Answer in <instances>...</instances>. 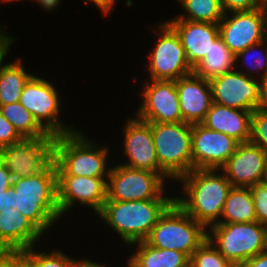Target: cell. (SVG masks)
<instances>
[{
    "label": "cell",
    "mask_w": 267,
    "mask_h": 267,
    "mask_svg": "<svg viewBox=\"0 0 267 267\" xmlns=\"http://www.w3.org/2000/svg\"><path fill=\"white\" fill-rule=\"evenodd\" d=\"M236 267H267V250L250 258Z\"/></svg>",
    "instance_id": "37"
},
{
    "label": "cell",
    "mask_w": 267,
    "mask_h": 267,
    "mask_svg": "<svg viewBox=\"0 0 267 267\" xmlns=\"http://www.w3.org/2000/svg\"><path fill=\"white\" fill-rule=\"evenodd\" d=\"M218 26L224 44L236 55L267 39V2L252 11L224 13Z\"/></svg>",
    "instance_id": "11"
},
{
    "label": "cell",
    "mask_w": 267,
    "mask_h": 267,
    "mask_svg": "<svg viewBox=\"0 0 267 267\" xmlns=\"http://www.w3.org/2000/svg\"><path fill=\"white\" fill-rule=\"evenodd\" d=\"M191 267H236L227 260L207 238L191 255Z\"/></svg>",
    "instance_id": "29"
},
{
    "label": "cell",
    "mask_w": 267,
    "mask_h": 267,
    "mask_svg": "<svg viewBox=\"0 0 267 267\" xmlns=\"http://www.w3.org/2000/svg\"><path fill=\"white\" fill-rule=\"evenodd\" d=\"M218 169H193L177 181L182 182L186 197H175V202L194 220L207 229L222 215L227 195L232 188L225 174Z\"/></svg>",
    "instance_id": "2"
},
{
    "label": "cell",
    "mask_w": 267,
    "mask_h": 267,
    "mask_svg": "<svg viewBox=\"0 0 267 267\" xmlns=\"http://www.w3.org/2000/svg\"><path fill=\"white\" fill-rule=\"evenodd\" d=\"M260 80L261 100L259 109L267 111V73Z\"/></svg>",
    "instance_id": "38"
},
{
    "label": "cell",
    "mask_w": 267,
    "mask_h": 267,
    "mask_svg": "<svg viewBox=\"0 0 267 267\" xmlns=\"http://www.w3.org/2000/svg\"><path fill=\"white\" fill-rule=\"evenodd\" d=\"M142 103L135 113L136 117L155 123L184 122L174 80L144 81Z\"/></svg>",
    "instance_id": "14"
},
{
    "label": "cell",
    "mask_w": 267,
    "mask_h": 267,
    "mask_svg": "<svg viewBox=\"0 0 267 267\" xmlns=\"http://www.w3.org/2000/svg\"><path fill=\"white\" fill-rule=\"evenodd\" d=\"M252 111L229 108L212 103L201 124L222 132L239 143L250 142Z\"/></svg>",
    "instance_id": "22"
},
{
    "label": "cell",
    "mask_w": 267,
    "mask_h": 267,
    "mask_svg": "<svg viewBox=\"0 0 267 267\" xmlns=\"http://www.w3.org/2000/svg\"><path fill=\"white\" fill-rule=\"evenodd\" d=\"M186 15L180 14L173 19H182L218 24L224 16L220 0H178Z\"/></svg>",
    "instance_id": "28"
},
{
    "label": "cell",
    "mask_w": 267,
    "mask_h": 267,
    "mask_svg": "<svg viewBox=\"0 0 267 267\" xmlns=\"http://www.w3.org/2000/svg\"><path fill=\"white\" fill-rule=\"evenodd\" d=\"M108 177L57 175V200L61 217L77 202L98 214L107 200Z\"/></svg>",
    "instance_id": "15"
},
{
    "label": "cell",
    "mask_w": 267,
    "mask_h": 267,
    "mask_svg": "<svg viewBox=\"0 0 267 267\" xmlns=\"http://www.w3.org/2000/svg\"><path fill=\"white\" fill-rule=\"evenodd\" d=\"M165 179L152 171L125 165L110 167L106 201H136L150 199H175L165 197Z\"/></svg>",
    "instance_id": "9"
},
{
    "label": "cell",
    "mask_w": 267,
    "mask_h": 267,
    "mask_svg": "<svg viewBox=\"0 0 267 267\" xmlns=\"http://www.w3.org/2000/svg\"><path fill=\"white\" fill-rule=\"evenodd\" d=\"M131 245L138 247H136L135 253L130 256L128 267H187L190 262V258L180 251L155 248L146 241Z\"/></svg>",
    "instance_id": "24"
},
{
    "label": "cell",
    "mask_w": 267,
    "mask_h": 267,
    "mask_svg": "<svg viewBox=\"0 0 267 267\" xmlns=\"http://www.w3.org/2000/svg\"><path fill=\"white\" fill-rule=\"evenodd\" d=\"M220 218L224 220H219L216 224L257 221L250 188L232 187Z\"/></svg>",
    "instance_id": "25"
},
{
    "label": "cell",
    "mask_w": 267,
    "mask_h": 267,
    "mask_svg": "<svg viewBox=\"0 0 267 267\" xmlns=\"http://www.w3.org/2000/svg\"><path fill=\"white\" fill-rule=\"evenodd\" d=\"M262 182L267 186V167H266L264 178H263Z\"/></svg>",
    "instance_id": "43"
},
{
    "label": "cell",
    "mask_w": 267,
    "mask_h": 267,
    "mask_svg": "<svg viewBox=\"0 0 267 267\" xmlns=\"http://www.w3.org/2000/svg\"><path fill=\"white\" fill-rule=\"evenodd\" d=\"M235 65V55L219 36L212 43L208 55L193 69V72L206 80H210L234 70Z\"/></svg>",
    "instance_id": "26"
},
{
    "label": "cell",
    "mask_w": 267,
    "mask_h": 267,
    "mask_svg": "<svg viewBox=\"0 0 267 267\" xmlns=\"http://www.w3.org/2000/svg\"><path fill=\"white\" fill-rule=\"evenodd\" d=\"M250 142L267 153V111L256 109L252 112Z\"/></svg>",
    "instance_id": "32"
},
{
    "label": "cell",
    "mask_w": 267,
    "mask_h": 267,
    "mask_svg": "<svg viewBox=\"0 0 267 267\" xmlns=\"http://www.w3.org/2000/svg\"><path fill=\"white\" fill-rule=\"evenodd\" d=\"M80 131L54 137L56 175L108 177V149L98 148Z\"/></svg>",
    "instance_id": "4"
},
{
    "label": "cell",
    "mask_w": 267,
    "mask_h": 267,
    "mask_svg": "<svg viewBox=\"0 0 267 267\" xmlns=\"http://www.w3.org/2000/svg\"><path fill=\"white\" fill-rule=\"evenodd\" d=\"M14 41L15 38L10 37L3 29H0V45L12 46L11 44L14 43Z\"/></svg>",
    "instance_id": "42"
},
{
    "label": "cell",
    "mask_w": 267,
    "mask_h": 267,
    "mask_svg": "<svg viewBox=\"0 0 267 267\" xmlns=\"http://www.w3.org/2000/svg\"><path fill=\"white\" fill-rule=\"evenodd\" d=\"M43 233L0 197V252L28 249Z\"/></svg>",
    "instance_id": "19"
},
{
    "label": "cell",
    "mask_w": 267,
    "mask_h": 267,
    "mask_svg": "<svg viewBox=\"0 0 267 267\" xmlns=\"http://www.w3.org/2000/svg\"><path fill=\"white\" fill-rule=\"evenodd\" d=\"M166 22L178 34L192 69L208 55L212 43L220 36L218 24L182 19Z\"/></svg>",
    "instance_id": "21"
},
{
    "label": "cell",
    "mask_w": 267,
    "mask_h": 267,
    "mask_svg": "<svg viewBox=\"0 0 267 267\" xmlns=\"http://www.w3.org/2000/svg\"><path fill=\"white\" fill-rule=\"evenodd\" d=\"M38 2L40 6L43 8V10H54L58 7L61 0H35V2Z\"/></svg>",
    "instance_id": "41"
},
{
    "label": "cell",
    "mask_w": 267,
    "mask_h": 267,
    "mask_svg": "<svg viewBox=\"0 0 267 267\" xmlns=\"http://www.w3.org/2000/svg\"><path fill=\"white\" fill-rule=\"evenodd\" d=\"M175 85L183 121L201 123L213 103L209 80L192 72L177 79Z\"/></svg>",
    "instance_id": "20"
},
{
    "label": "cell",
    "mask_w": 267,
    "mask_h": 267,
    "mask_svg": "<svg viewBox=\"0 0 267 267\" xmlns=\"http://www.w3.org/2000/svg\"><path fill=\"white\" fill-rule=\"evenodd\" d=\"M84 2L87 0H83ZM90 2L94 3L103 14L110 13L111 9L113 10V6L116 0H89Z\"/></svg>",
    "instance_id": "39"
},
{
    "label": "cell",
    "mask_w": 267,
    "mask_h": 267,
    "mask_svg": "<svg viewBox=\"0 0 267 267\" xmlns=\"http://www.w3.org/2000/svg\"><path fill=\"white\" fill-rule=\"evenodd\" d=\"M10 46L0 45V106L19 102L25 84L33 76L24 69L21 59L2 64Z\"/></svg>",
    "instance_id": "23"
},
{
    "label": "cell",
    "mask_w": 267,
    "mask_h": 267,
    "mask_svg": "<svg viewBox=\"0 0 267 267\" xmlns=\"http://www.w3.org/2000/svg\"><path fill=\"white\" fill-rule=\"evenodd\" d=\"M22 139L15 127L0 112V149Z\"/></svg>",
    "instance_id": "34"
},
{
    "label": "cell",
    "mask_w": 267,
    "mask_h": 267,
    "mask_svg": "<svg viewBox=\"0 0 267 267\" xmlns=\"http://www.w3.org/2000/svg\"><path fill=\"white\" fill-rule=\"evenodd\" d=\"M0 260L7 267H35L33 261L23 251L0 252Z\"/></svg>",
    "instance_id": "36"
},
{
    "label": "cell",
    "mask_w": 267,
    "mask_h": 267,
    "mask_svg": "<svg viewBox=\"0 0 267 267\" xmlns=\"http://www.w3.org/2000/svg\"><path fill=\"white\" fill-rule=\"evenodd\" d=\"M1 1H3V2H5V3H6V2H9V3H10V2H13V1L16 2V1H21V0H0V2H1Z\"/></svg>",
    "instance_id": "44"
},
{
    "label": "cell",
    "mask_w": 267,
    "mask_h": 267,
    "mask_svg": "<svg viewBox=\"0 0 267 267\" xmlns=\"http://www.w3.org/2000/svg\"><path fill=\"white\" fill-rule=\"evenodd\" d=\"M69 267H106L105 263L104 264H100V263H96L93 262L87 258L82 259L81 261L79 260H74Z\"/></svg>",
    "instance_id": "40"
},
{
    "label": "cell",
    "mask_w": 267,
    "mask_h": 267,
    "mask_svg": "<svg viewBox=\"0 0 267 267\" xmlns=\"http://www.w3.org/2000/svg\"><path fill=\"white\" fill-rule=\"evenodd\" d=\"M257 222L267 226V186L262 182L250 187Z\"/></svg>",
    "instance_id": "33"
},
{
    "label": "cell",
    "mask_w": 267,
    "mask_h": 267,
    "mask_svg": "<svg viewBox=\"0 0 267 267\" xmlns=\"http://www.w3.org/2000/svg\"><path fill=\"white\" fill-rule=\"evenodd\" d=\"M0 112L23 138H53L20 102L1 105Z\"/></svg>",
    "instance_id": "27"
},
{
    "label": "cell",
    "mask_w": 267,
    "mask_h": 267,
    "mask_svg": "<svg viewBox=\"0 0 267 267\" xmlns=\"http://www.w3.org/2000/svg\"><path fill=\"white\" fill-rule=\"evenodd\" d=\"M224 13L252 11L260 7L263 0H220Z\"/></svg>",
    "instance_id": "35"
},
{
    "label": "cell",
    "mask_w": 267,
    "mask_h": 267,
    "mask_svg": "<svg viewBox=\"0 0 267 267\" xmlns=\"http://www.w3.org/2000/svg\"><path fill=\"white\" fill-rule=\"evenodd\" d=\"M0 197L43 234L62 218L57 200L55 162L42 174L0 181Z\"/></svg>",
    "instance_id": "1"
},
{
    "label": "cell",
    "mask_w": 267,
    "mask_h": 267,
    "mask_svg": "<svg viewBox=\"0 0 267 267\" xmlns=\"http://www.w3.org/2000/svg\"><path fill=\"white\" fill-rule=\"evenodd\" d=\"M23 252L33 261L35 267H69L75 260L64 254L60 250L52 252H36L34 247L23 250Z\"/></svg>",
    "instance_id": "31"
},
{
    "label": "cell",
    "mask_w": 267,
    "mask_h": 267,
    "mask_svg": "<svg viewBox=\"0 0 267 267\" xmlns=\"http://www.w3.org/2000/svg\"><path fill=\"white\" fill-rule=\"evenodd\" d=\"M158 40L150 52L149 76L151 80H174L193 72L176 31L167 23H161Z\"/></svg>",
    "instance_id": "12"
},
{
    "label": "cell",
    "mask_w": 267,
    "mask_h": 267,
    "mask_svg": "<svg viewBox=\"0 0 267 267\" xmlns=\"http://www.w3.org/2000/svg\"><path fill=\"white\" fill-rule=\"evenodd\" d=\"M212 101L229 108L254 111L259 109L261 90L259 79L235 69L209 80Z\"/></svg>",
    "instance_id": "13"
},
{
    "label": "cell",
    "mask_w": 267,
    "mask_h": 267,
    "mask_svg": "<svg viewBox=\"0 0 267 267\" xmlns=\"http://www.w3.org/2000/svg\"><path fill=\"white\" fill-rule=\"evenodd\" d=\"M267 167V153L251 142L239 143L236 151L219 169L232 187L250 188L262 183Z\"/></svg>",
    "instance_id": "18"
},
{
    "label": "cell",
    "mask_w": 267,
    "mask_h": 267,
    "mask_svg": "<svg viewBox=\"0 0 267 267\" xmlns=\"http://www.w3.org/2000/svg\"><path fill=\"white\" fill-rule=\"evenodd\" d=\"M160 169L173 180L192 170V124L150 122Z\"/></svg>",
    "instance_id": "6"
},
{
    "label": "cell",
    "mask_w": 267,
    "mask_h": 267,
    "mask_svg": "<svg viewBox=\"0 0 267 267\" xmlns=\"http://www.w3.org/2000/svg\"><path fill=\"white\" fill-rule=\"evenodd\" d=\"M54 163L53 138H23L0 149V181L44 173Z\"/></svg>",
    "instance_id": "8"
},
{
    "label": "cell",
    "mask_w": 267,
    "mask_h": 267,
    "mask_svg": "<svg viewBox=\"0 0 267 267\" xmlns=\"http://www.w3.org/2000/svg\"><path fill=\"white\" fill-rule=\"evenodd\" d=\"M207 230L174 202L159 218L145 241L152 247L177 250L190 258L208 238Z\"/></svg>",
    "instance_id": "5"
},
{
    "label": "cell",
    "mask_w": 267,
    "mask_h": 267,
    "mask_svg": "<svg viewBox=\"0 0 267 267\" xmlns=\"http://www.w3.org/2000/svg\"><path fill=\"white\" fill-rule=\"evenodd\" d=\"M58 97V92L52 83L33 75L25 84L19 99L38 124L52 137L76 131L58 119L60 114Z\"/></svg>",
    "instance_id": "10"
},
{
    "label": "cell",
    "mask_w": 267,
    "mask_h": 267,
    "mask_svg": "<svg viewBox=\"0 0 267 267\" xmlns=\"http://www.w3.org/2000/svg\"><path fill=\"white\" fill-rule=\"evenodd\" d=\"M192 170L220 169L236 151L239 142L201 123L192 124Z\"/></svg>",
    "instance_id": "16"
},
{
    "label": "cell",
    "mask_w": 267,
    "mask_h": 267,
    "mask_svg": "<svg viewBox=\"0 0 267 267\" xmlns=\"http://www.w3.org/2000/svg\"><path fill=\"white\" fill-rule=\"evenodd\" d=\"M174 202L175 199L105 201L97 215L130 246L145 241L159 218Z\"/></svg>",
    "instance_id": "3"
},
{
    "label": "cell",
    "mask_w": 267,
    "mask_h": 267,
    "mask_svg": "<svg viewBox=\"0 0 267 267\" xmlns=\"http://www.w3.org/2000/svg\"><path fill=\"white\" fill-rule=\"evenodd\" d=\"M209 241L234 266L267 250V226L255 222L214 224Z\"/></svg>",
    "instance_id": "7"
},
{
    "label": "cell",
    "mask_w": 267,
    "mask_h": 267,
    "mask_svg": "<svg viewBox=\"0 0 267 267\" xmlns=\"http://www.w3.org/2000/svg\"><path fill=\"white\" fill-rule=\"evenodd\" d=\"M0 267H7V266L0 260Z\"/></svg>",
    "instance_id": "45"
},
{
    "label": "cell",
    "mask_w": 267,
    "mask_h": 267,
    "mask_svg": "<svg viewBox=\"0 0 267 267\" xmlns=\"http://www.w3.org/2000/svg\"><path fill=\"white\" fill-rule=\"evenodd\" d=\"M122 129L124 133V151L128 156L125 166L152 171L160 174L165 180L169 177L160 169L154 146L150 122L137 117L127 119Z\"/></svg>",
    "instance_id": "17"
},
{
    "label": "cell",
    "mask_w": 267,
    "mask_h": 267,
    "mask_svg": "<svg viewBox=\"0 0 267 267\" xmlns=\"http://www.w3.org/2000/svg\"><path fill=\"white\" fill-rule=\"evenodd\" d=\"M260 47L261 48L264 47L263 49H265V50H263V52L261 50L258 51V52H260L258 54L255 52L256 56H254L255 55V53H254V55L251 57L250 54L251 53L253 54V51H255V49H257V48L261 49ZM240 57L242 58V60H243L242 62L244 63L245 67L249 68L248 70L251 69L253 72H247L248 70H246L245 72L241 70L239 72L247 74L251 78H257V77H254L253 73H255V72L259 73L262 70L261 74L259 73L260 76L258 75V78L261 79L262 76L267 73V39H265L262 42H259L257 44L251 45V46L247 47L246 49H244L243 51L237 53L235 55V63H237L238 60H241ZM249 57H251V61H248L250 59Z\"/></svg>",
    "instance_id": "30"
}]
</instances>
